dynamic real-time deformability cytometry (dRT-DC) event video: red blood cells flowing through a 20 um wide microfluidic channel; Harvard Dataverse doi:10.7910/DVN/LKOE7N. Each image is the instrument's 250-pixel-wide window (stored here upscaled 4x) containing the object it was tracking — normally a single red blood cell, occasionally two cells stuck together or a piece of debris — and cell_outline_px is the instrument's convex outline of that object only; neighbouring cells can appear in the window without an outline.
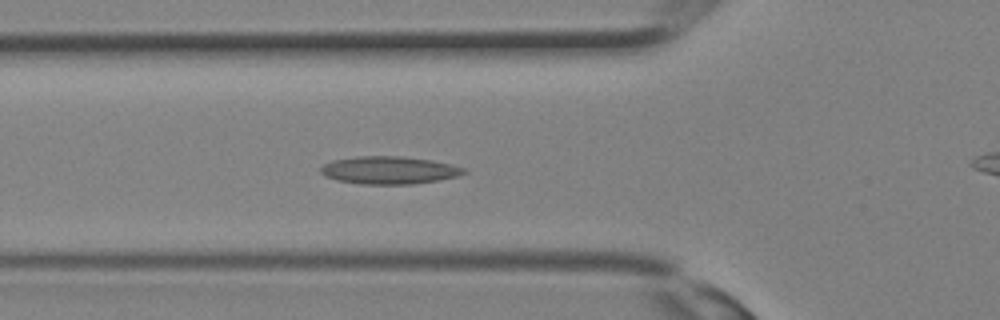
{"species": "Egyptian fruit bat (a non-hibernating species)", "species_latin": "Rousettus aegyptiacus", "temperature_condition": "room temperature", "stored_images_in_passage": 34, "camera_frame_rate_fps": 3000, "um_per_image_px": 0.085, "animal": {"sex": "female"}, "frame": {"image": 1, "passage_image": 12, "time_ms": 3.667, "image_size_px": [1000, 320], "cell_outline_px": [[468, 172], [456, 176], [436, 180], [412, 184], [360, 184], [336, 180], [324, 176], [320, 172], [320, 168], [324, 164], [332, 160], [356, 156], [400, 156], [432, 160], [452, 164], [464, 168]], "centroid_in_image_um": [33.04, 14.46], "position_along_channel_um": 92.8, "area_um2": 23.12}}
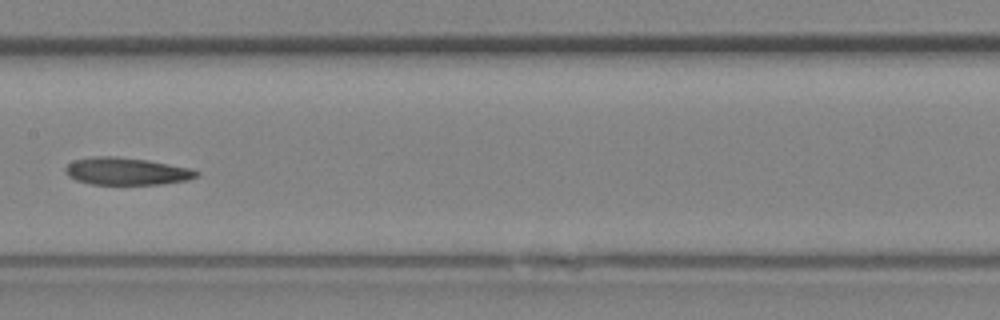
{"frame": {"image": 2, "passage_image": 17, "time_ms": 5.333, "image_size_px": [1000, 320], "cell_outline_px": [[200, 172], [196, 176], [188, 180], [160, 184], [92, 184], [76, 180], [68, 176], [64, 172], [64, 168], [72, 160], [92, 156], [116, 156], [148, 160], [188, 168]], "centroid_in_image_um": [10.69, 14.55], "position_along_channel_um": 196.7, "area_um2": 20.87}}
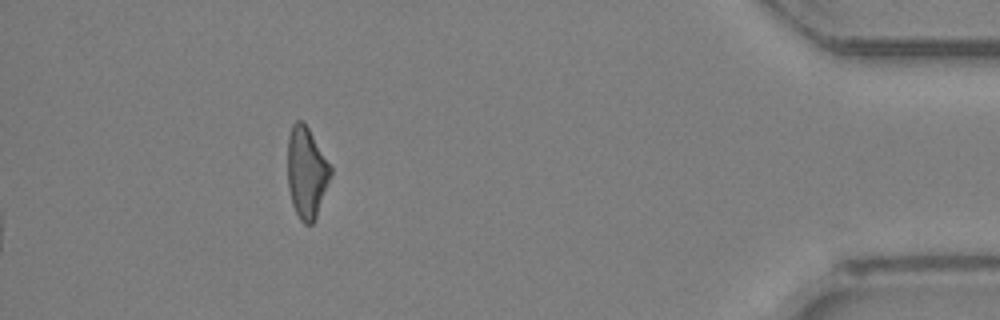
{"frame": {"image": 3, "passage_image": 34, "time_ms": 11.0, "image_size_px": [1000, 320], "cell_outline_px": [[332, 172], [316, 216], [312, 224], [304, 224], [300, 220], [292, 204], [288, 188], [288, 136], [292, 124], [296, 120], [300, 120], [308, 128], [332, 168]], "centroid_in_image_um": [26.04, 14.66], "position_along_channel_um": 409.2, "area_um2": 22.48}}